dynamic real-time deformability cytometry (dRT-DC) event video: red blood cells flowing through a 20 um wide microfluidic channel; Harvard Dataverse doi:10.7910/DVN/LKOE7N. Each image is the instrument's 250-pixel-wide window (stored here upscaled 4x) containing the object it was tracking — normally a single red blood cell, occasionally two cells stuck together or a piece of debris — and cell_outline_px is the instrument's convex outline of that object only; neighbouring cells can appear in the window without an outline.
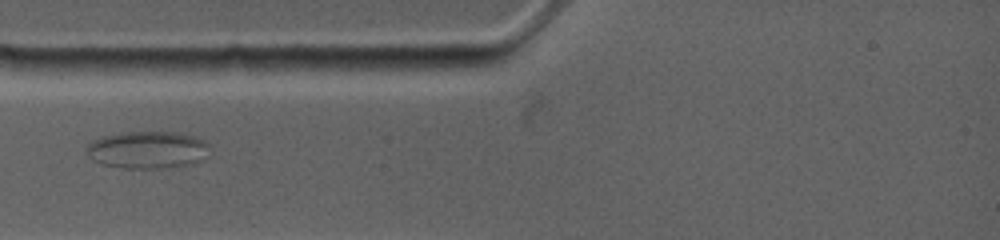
{"species": "common noctule bat (a hibernating species)", "species_latin": "Nyctalus noctula", "temperature_condition": "warm", "stored_images_in_passage": 6, "camera_frame_rate_fps": 4500, "um_per_image_px": 0.085, "animal": {"sex": "female", "body_mass_g": 19.0, "forearm_length_mm": 53.3}, "frame": {"image": 1, "passage_image": 3, "time_ms": 2.222, "image_size_px": [1000, 240], "cell_outline_px": [[208, 156], [188, 164], [160, 168], [124, 168], [100, 164], [92, 160], [84, 152], [84, 148], [88, 144], [104, 136], [120, 132], [176, 132], [196, 136], [204, 140], [208, 144]], "centroid_in_image_um": [12.5, 12.73], "position_along_channel_um": 72.5, "area_um2": 26.82}}
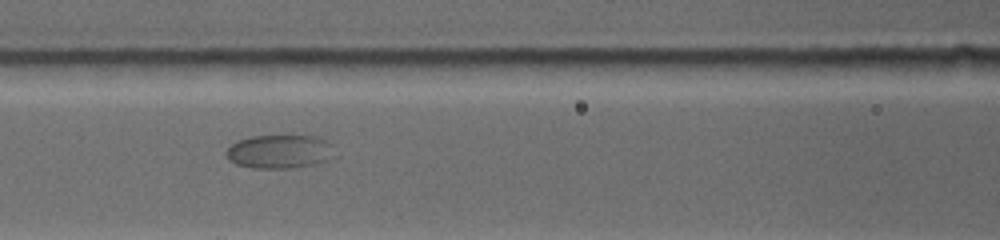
{"frame": {"image": 2, "passage_image": 5, "time_ms": 4.222, "image_size_px": [1000, 240], "cell_outline_px": [[340, 156], [316, 164], [288, 168], [252, 168], [236, 164], [228, 160], [224, 152], [232, 144], [240, 140], [252, 136], [312, 136], [324, 140], [332, 144]], "centroid_in_image_um": [23.83, 12.9], "position_along_channel_um": 142.8, "area_um2": 21.56}}
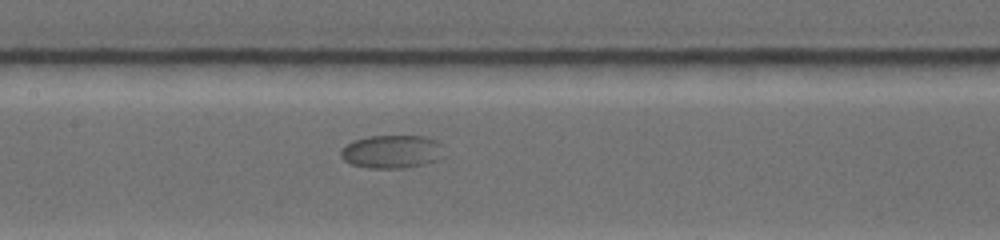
{"frame": {"image": 3, "passage_image": 6, "time_ms": 5.111, "image_size_px": [1000, 240], "cell_outline_px": [[444, 156], [440, 160], [424, 164], [400, 168], [368, 168], [352, 164], [344, 160], [340, 156], [340, 152], [352, 140], [368, 136], [424, 136], [436, 140], [440, 144]], "centroid_in_image_um": [33.32, 12.89], "position_along_channel_um": 174.1, "area_um2": 20.0}}